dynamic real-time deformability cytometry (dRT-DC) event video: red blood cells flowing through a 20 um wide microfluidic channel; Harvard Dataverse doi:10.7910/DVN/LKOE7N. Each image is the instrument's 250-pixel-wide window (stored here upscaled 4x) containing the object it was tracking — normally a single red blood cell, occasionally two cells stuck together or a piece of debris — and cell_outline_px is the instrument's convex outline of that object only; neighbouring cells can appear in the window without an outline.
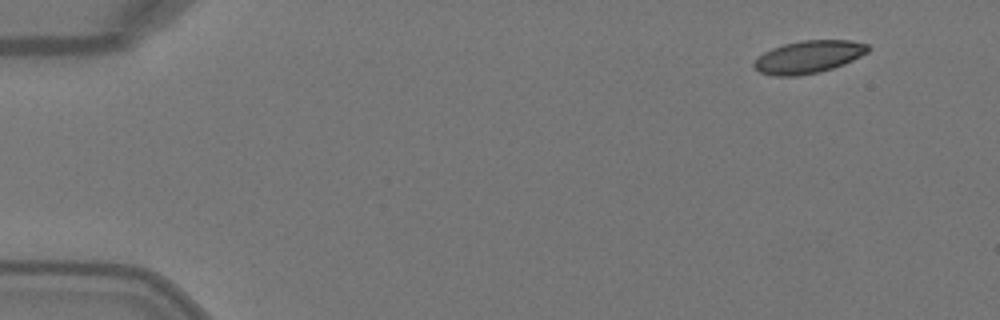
{"species": "Egyptian fruit bat (a non-hibernating species)", "species_latin": "Rousettus aegyptiacus", "temperature_condition": "warm", "stored_images_in_passage": 4, "camera_frame_rate_fps": 3000, "um_per_image_px": 0.085, "animal": {"sex": "female"}, "frame": {"image": 1, "passage_image": 1, "time_ms": 0.0, "image_size_px": [1000, 320], "cell_outline_px": [[868, 52], [844, 64], [820, 72], [796, 76], [776, 76], [760, 72], [752, 64], [764, 52], [772, 48], [784, 44], [804, 40], [852, 40], [868, 44]], "centroid_in_image_um": [68.73, 4.83], "position_along_channel_um": 16.3, "area_um2": 21.44}}
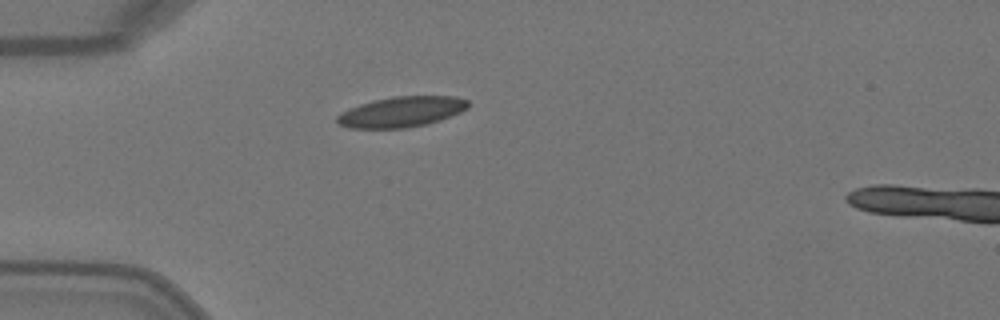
{"frame": {"image": 2, "passage_image": 3, "time_ms": 0.667, "image_size_px": [1000, 320], "cell_outline_px": [[468, 108], [460, 112], [440, 120], [428, 124], [404, 128], [348, 128], [340, 124], [336, 120], [336, 116], [360, 104], [392, 96], [456, 96], [468, 100]], "centroid_in_image_um": [34.16, 9.5], "position_along_channel_um": 50.8, "area_um2": 23.06}}